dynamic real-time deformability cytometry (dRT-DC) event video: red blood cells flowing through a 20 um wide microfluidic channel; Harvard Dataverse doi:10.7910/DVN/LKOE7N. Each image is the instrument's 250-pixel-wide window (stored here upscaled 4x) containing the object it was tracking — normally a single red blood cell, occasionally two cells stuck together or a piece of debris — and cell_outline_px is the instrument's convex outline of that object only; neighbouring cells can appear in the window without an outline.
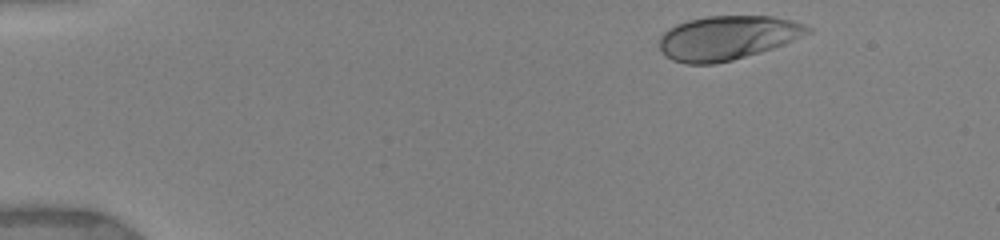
{"species": "human", "species_latin": "Homo sapiens", "temperature_condition": "warm", "stored_images_in_passage": 50, "camera_frame_rate_fps": 3000, "um_per_image_px": 0.085, "donor": {"sex": "female"}, "frame": {"image": 1, "passage_image": 1, "time_ms": 0.0, "image_size_px": [1000, 240], "cell_outline_px": [[812, 32], [784, 44], [760, 52], [732, 60], [716, 64], [684, 64], [672, 60], [664, 56], [660, 48], [660, 36], [668, 28], [676, 24], [688, 20], [708, 16], [772, 16], [792, 20], [804, 24], [812, 28]], "centroid_in_image_um": [61.81, 3.21], "position_along_channel_um": 23.2, "area_um2": 38.26}}
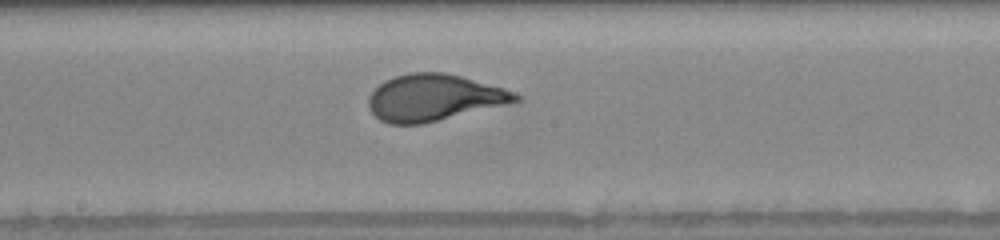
{"frame": {"image": 2, "passage_image": 20, "time_ms": 7.333, "image_size_px": [1000, 240], "cell_outline_px": [[524, 100], [424, 124], [388, 124], [380, 120], [368, 108], [368, 96], [384, 80], [408, 72], [444, 72], [460, 76], [504, 88], [524, 96]], "centroid_in_image_um": [36.9, 8.3], "position_along_channel_um": 211.3, "area_um2": 40.11}}
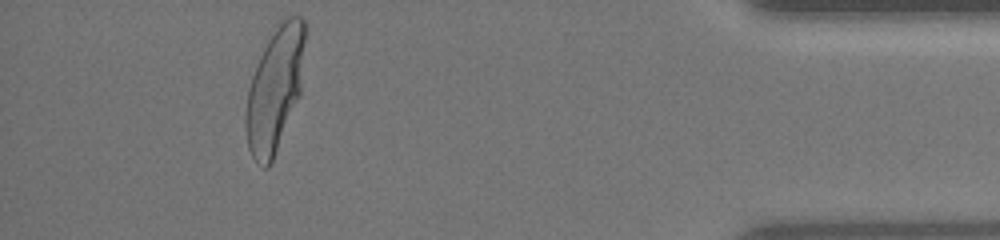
{"frame": {"image": 3, "passage_image": 46, "time_ms": 13.667, "image_size_px": [1000, 240], "cell_outline_px": [[304, 40], [300, 96], [272, 160], [268, 168], [264, 168], [252, 156], [248, 148], [244, 128], [244, 116], [248, 88], [252, 76], [260, 56], [268, 40], [276, 28], [288, 16], [300, 16], [304, 20]], "centroid_in_image_um": [23.33, 7.64], "position_along_channel_um": 411.9, "area_um2": 42.19}, "authors_computed_cell_mechanics": {"area_um2": 40.1132, "velocity_mm_per_s": 3.8948, "shape_relaxation_time_tau1_ms": 3.5423, "shape_relaxation_time_tau2_ms": null, "deformation_change_tau1": 0.2139, "deformation_change_tau2": null}}